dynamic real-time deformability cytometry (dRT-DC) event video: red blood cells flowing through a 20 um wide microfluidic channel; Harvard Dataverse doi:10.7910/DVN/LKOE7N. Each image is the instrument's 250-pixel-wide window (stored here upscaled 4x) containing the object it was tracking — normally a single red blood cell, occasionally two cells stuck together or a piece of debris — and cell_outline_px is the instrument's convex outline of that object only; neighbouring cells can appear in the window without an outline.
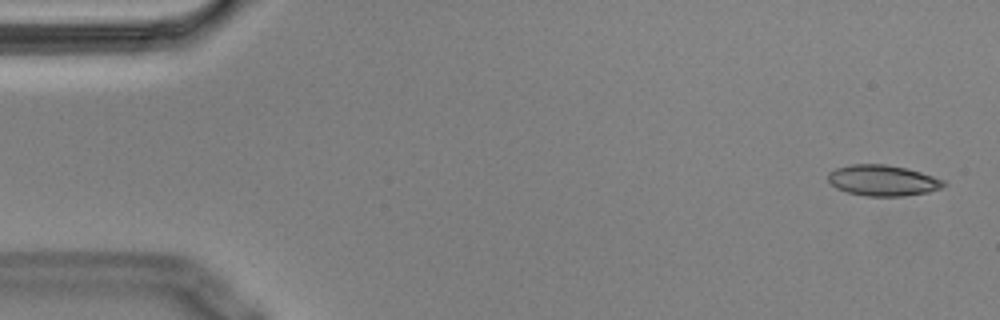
{"species": "Egyptian fruit bat (a non-hibernating species)", "species_latin": "Rousettus aegyptiacus", "temperature_condition": "cold", "stored_images_in_passage": 54, "camera_frame_rate_fps": 3000, "um_per_image_px": 0.085, "animal": {"sex": "male"}, "frame": {"image": 1, "passage_image": 2, "time_ms": 0.333, "image_size_px": [1000, 320], "cell_outline_px": [[944, 184], [940, 188], [928, 192], [904, 196], [868, 196], [848, 192], [836, 188], [828, 180], [828, 172], [836, 168], [852, 164], [884, 164], [904, 168], [920, 172], [944, 180]], "centroid_in_image_um": [75.0, 15.34], "position_along_channel_um": 10.0, "area_um2": 20.52}}
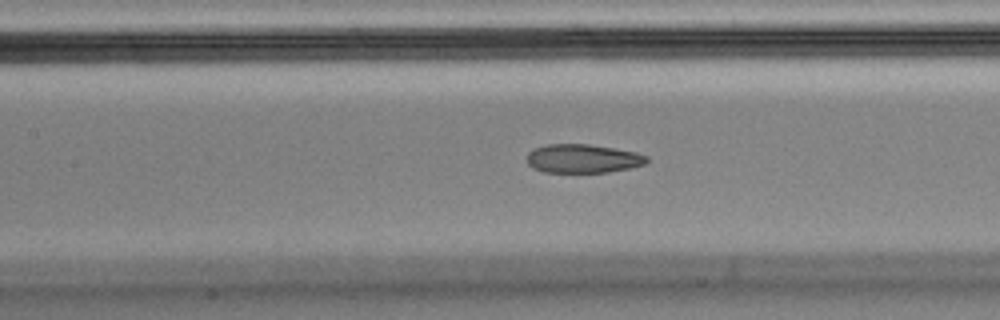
{"frame": {"image": 2, "passage_image": 24, "time_ms": 7.667, "image_size_px": [1000, 320], "cell_outline_px": [[648, 160], [644, 164], [632, 168], [608, 172], [544, 172], [532, 168], [528, 164], [528, 152], [532, 148], [548, 144], [588, 144], [636, 152], [648, 156]], "centroid_in_image_um": [49.53, 13.48], "position_along_channel_um": 157.9, "area_um2": 20.11}}
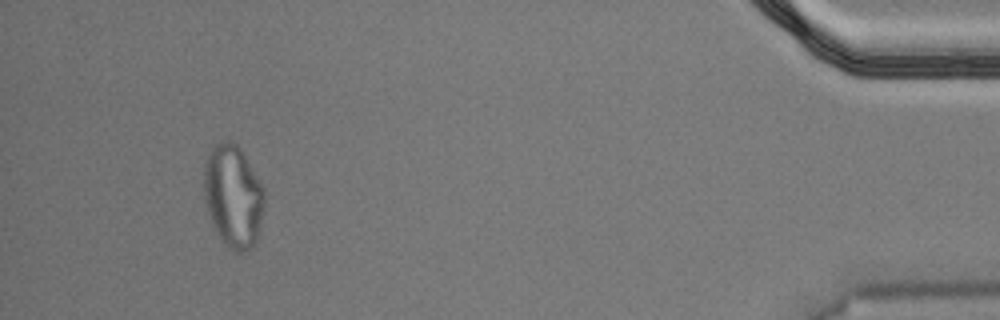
{"frame": {"image": 3, "passage_image": 51, "time_ms": 16.667, "image_size_px": [1000, 320], "cell_outline_px": [[264, 204], [256, 244], [252, 248], [244, 252], [236, 252], [228, 248], [224, 244], [216, 232], [212, 224], [208, 212], [204, 196], [204, 164], [208, 152], [216, 144], [224, 140], [232, 140], [244, 152], [264, 188]], "centroid_in_image_um": [19.82, 16.67], "position_along_channel_um": 415.4, "area_um2": 36.53}, "authors_computed_cell_mechanics": {"area_um2": 21.4727, "velocity_mm_per_s": 3.6305, "shape_relaxation_time_tau1_ms": null, "shape_relaxation_time_tau2_ms": 2.5686, "deformation_change_tau1": null, "deformation_change_tau2": 0.0862}}